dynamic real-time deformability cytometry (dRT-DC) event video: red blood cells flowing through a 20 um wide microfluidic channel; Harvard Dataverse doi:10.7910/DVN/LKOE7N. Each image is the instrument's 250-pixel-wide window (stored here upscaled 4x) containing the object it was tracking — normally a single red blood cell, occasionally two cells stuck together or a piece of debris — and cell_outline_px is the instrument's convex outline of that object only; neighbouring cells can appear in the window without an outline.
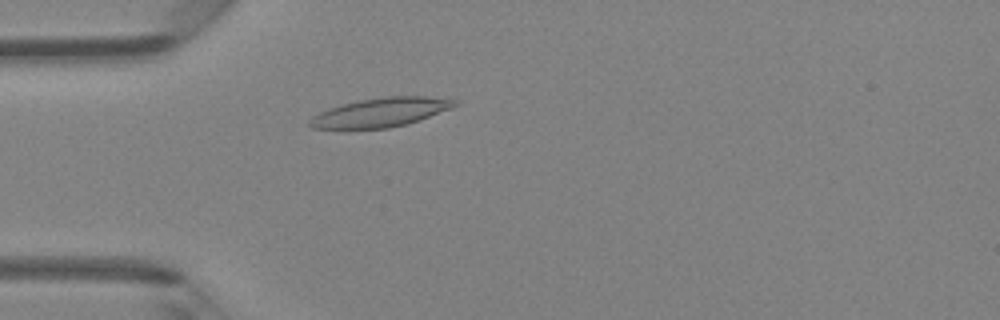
{"species": "Egyptian fruit bat (a non-hibernating species)", "species_latin": "Rousettus aegyptiacus", "temperature_condition": "room temperature", "stored_images_in_passage": 45, "camera_frame_rate_fps": 3000, "um_per_image_px": 0.085, "animal": {"sex": "female"}, "frame": {"image": 1, "passage_image": 11, "time_ms": 3.333, "image_size_px": [1000, 320], "cell_outline_px": [[460, 104], [452, 108], [420, 120], [408, 124], [388, 128], [312, 128], [308, 124], [308, 120], [312, 116], [328, 108], [360, 100], [384, 96], [424, 96], [460, 100]], "centroid_in_image_um": [32.41, 9.54], "position_along_channel_um": 52.6, "area_um2": 24.57}}
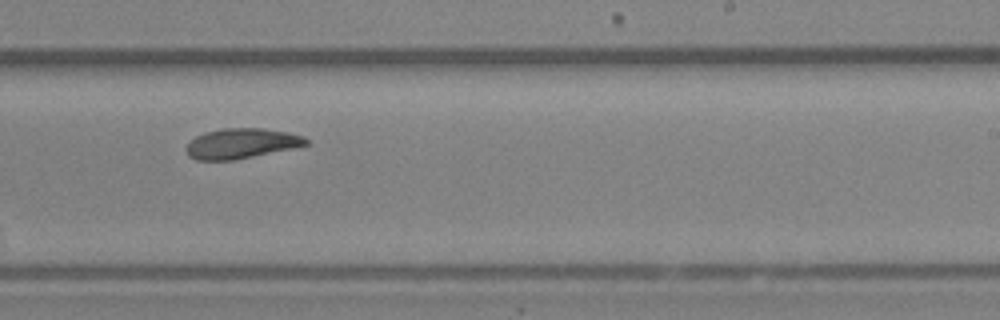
{"frame": {"image": 2, "passage_image": 27, "time_ms": 8.667, "image_size_px": [1000, 320], "cell_outline_px": [[308, 144], [292, 148], [232, 160], [196, 160], [188, 156], [188, 144], [196, 136], [204, 132], [220, 128], [264, 128], [288, 132], [304, 136], [308, 140]], "centroid_in_image_um": [20.52, 12.18], "position_along_channel_um": 268.5, "area_um2": 20.81}}
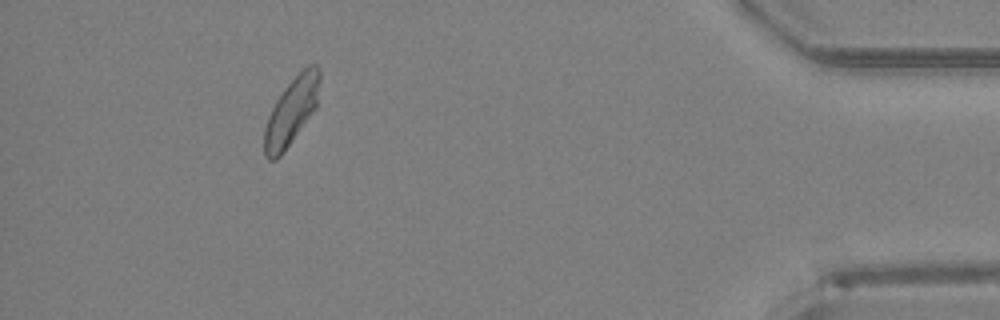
{"frame": {"image": 3, "passage_image": 41, "time_ms": 13.333, "image_size_px": [1000, 320], "cell_outline_px": [[320, 80], [316, 108], [280, 156], [276, 160], [268, 160], [264, 156], [264, 128], [268, 116], [276, 100], [284, 88], [308, 64], [316, 64], [320, 68]], "centroid_in_image_um": [24.77, 9.46], "position_along_channel_um": 410.4, "area_um2": 21.44}, "authors_computed_cell_mechanics": {"area_um2": 21.5016, "velocity_mm_per_s": 4.2254, "shape_relaxation_time_tau1_ms": null, "shape_relaxation_time_tau2_ms": 3.189, "deformation_change_tau1": null, "deformation_change_tau2": 0.0964}}